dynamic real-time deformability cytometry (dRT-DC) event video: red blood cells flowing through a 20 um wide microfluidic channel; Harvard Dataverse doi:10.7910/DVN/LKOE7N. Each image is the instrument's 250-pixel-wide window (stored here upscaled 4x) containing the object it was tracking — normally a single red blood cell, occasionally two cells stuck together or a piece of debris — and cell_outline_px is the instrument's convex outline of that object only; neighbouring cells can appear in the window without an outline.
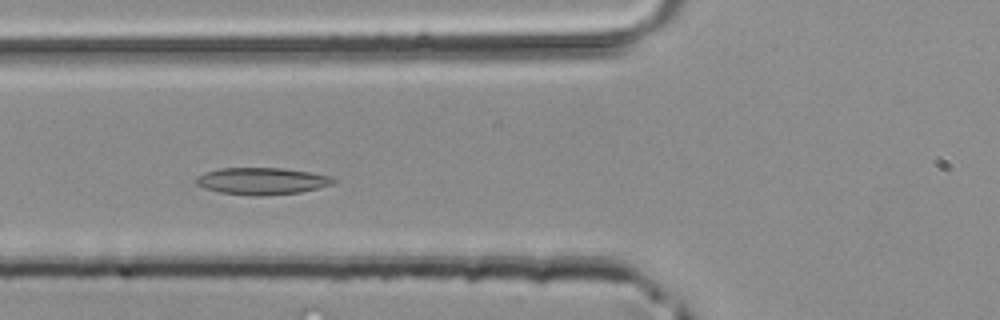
{"species": "common noctule bat (a hibernating species)", "species_latin": "Nyctalus noctula", "temperature_condition": "room temperature", "stored_images_in_passage": 37, "camera_frame_rate_fps": 3000, "um_per_image_px": 0.085, "animal": {"sex": "male", "body_mass_g": 20.4}, "frame": {"image": 1, "passage_image": 12, "time_ms": 3.667, "image_size_px": [1000, 320], "cell_outline_px": [[336, 180], [332, 184], [300, 192], [264, 196], [252, 196], [220, 192], [204, 188], [196, 184], [196, 176], [204, 172], [220, 168], [284, 168], [332, 176]], "centroid_in_image_um": [22.23, 15.39], "position_along_channel_um": 103.6, "area_um2": 21.56}}
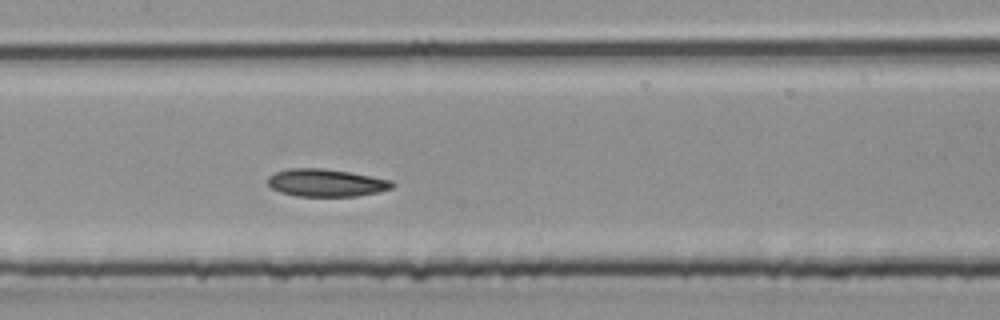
{"frame": {"image": 2, "passage_image": 17, "time_ms": 5.333, "image_size_px": [1000, 320], "cell_outline_px": [[396, 184], [392, 188], [380, 192], [356, 196], [296, 196], [280, 192], [272, 188], [268, 184], [268, 176], [276, 172], [288, 168], [324, 168], [372, 176], [392, 180]], "centroid_in_image_um": [27.74, 15.54], "position_along_channel_um": 179.7, "area_um2": 20.11}}
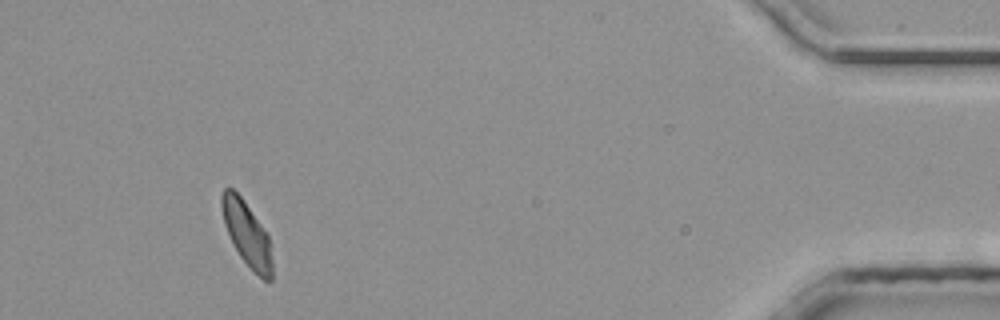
{"frame": {"image": 3, "passage_image": 37, "time_ms": 12.0, "image_size_px": [1000, 320], "cell_outline_px": [[272, 280], [264, 280], [240, 256], [232, 244], [224, 224], [220, 204], [220, 196], [224, 188], [232, 188], [240, 196], [268, 236], [272, 260]], "centroid_in_image_um": [20.94, 19.86], "position_along_channel_um": 414.3, "area_um2": 18.44}}